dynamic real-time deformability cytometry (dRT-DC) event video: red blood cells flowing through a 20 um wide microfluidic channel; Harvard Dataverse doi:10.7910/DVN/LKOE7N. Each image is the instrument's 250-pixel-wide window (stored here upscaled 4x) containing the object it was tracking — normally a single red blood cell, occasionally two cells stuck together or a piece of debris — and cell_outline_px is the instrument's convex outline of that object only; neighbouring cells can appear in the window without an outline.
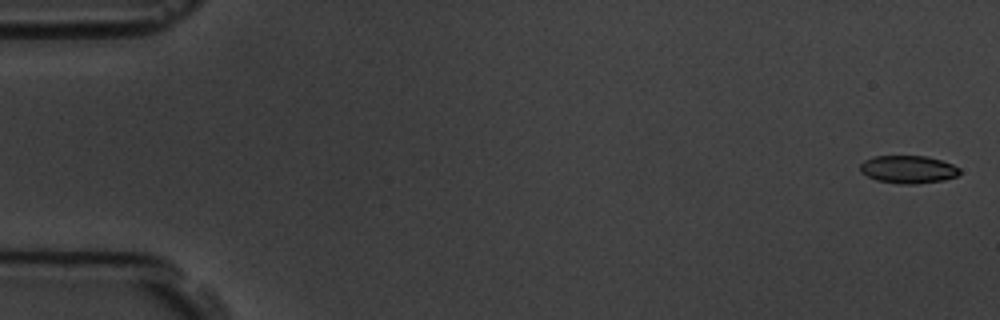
{"species": "common noctule bat (a hibernating species)", "species_latin": "Nyctalus noctula", "temperature_condition": "room temperature", "stored_images_in_passage": 5, "camera_frame_rate_fps": 3000, "um_per_image_px": 0.085, "animal": {"sex": "male", "body_mass_g": 19.5, "forearm_length_mm": 54.6}, "frame": {"image": 1, "passage_image": 1, "time_ms": 0.0, "image_size_px": [1000, 320], "cell_outline_px": [[960, 172], [956, 176], [944, 180], [916, 184], [900, 184], [876, 180], [860, 172], [860, 164], [864, 160], [872, 156], [928, 156], [952, 164], [960, 168]], "centroid_in_image_um": [77.18, 14.4], "position_along_channel_um": 7.8, "area_um2": 16.18}}
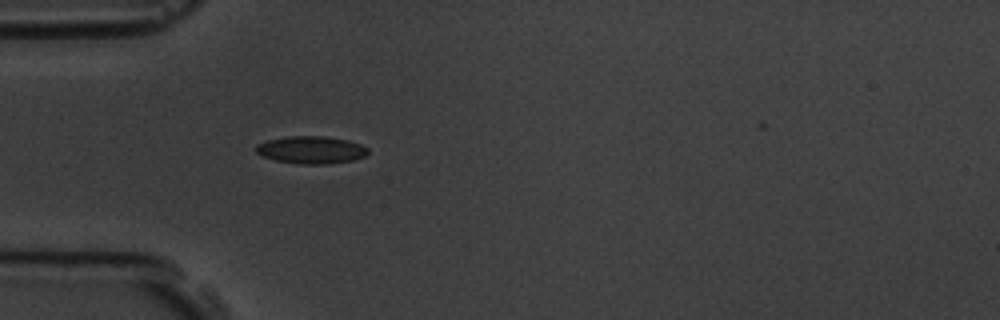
{"frame": {"image": 2, "passage_image": 5, "time_ms": 5.333, "image_size_px": [1000, 320], "cell_outline_px": [[368, 152], [364, 156], [352, 160], [324, 164], [300, 164], [276, 160], [264, 156], [256, 152], [256, 144], [268, 140], [288, 136], [324, 136], [348, 140], [360, 144], [368, 148]], "centroid_in_image_um": [26.45, 12.73], "position_along_channel_um": 58.6, "area_um2": 17.74}}